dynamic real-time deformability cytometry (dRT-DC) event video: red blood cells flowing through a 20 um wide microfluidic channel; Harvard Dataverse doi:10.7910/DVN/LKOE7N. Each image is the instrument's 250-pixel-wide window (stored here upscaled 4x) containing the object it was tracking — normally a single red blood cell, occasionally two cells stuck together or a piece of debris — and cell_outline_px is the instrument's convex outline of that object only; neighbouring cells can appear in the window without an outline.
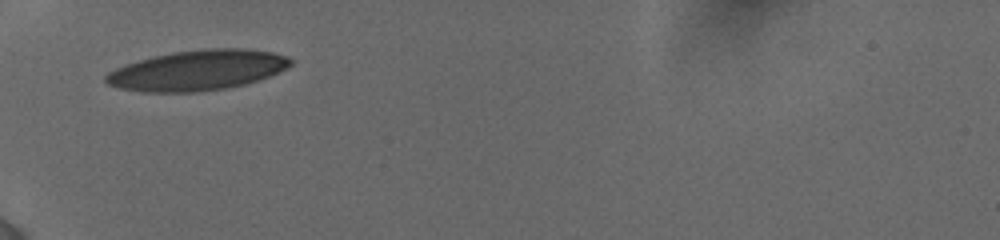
{"species": "human", "species_latin": "Homo sapiens", "temperature_condition": "cold", "stored_images_in_passage": 4, "camera_frame_rate_fps": 3000, "um_per_image_px": 0.085, "donor": {"sex": "female"}, "frame": {"image": 1, "passage_image": 1, "time_ms": 0.0, "image_size_px": [1000, 240], "cell_outline_px": [[292, 64], [288, 68], [280, 72], [260, 80], [228, 88], [196, 92], [144, 92], [120, 88], [108, 84], [104, 80], [104, 76], [108, 72], [124, 64], [152, 56], [172, 52], [204, 48], [244, 48], [272, 52], [288, 56], [292, 60]], "centroid_in_image_um": [16.81, 5.97], "position_along_channel_um": 68.2, "area_um2": 43.75}}